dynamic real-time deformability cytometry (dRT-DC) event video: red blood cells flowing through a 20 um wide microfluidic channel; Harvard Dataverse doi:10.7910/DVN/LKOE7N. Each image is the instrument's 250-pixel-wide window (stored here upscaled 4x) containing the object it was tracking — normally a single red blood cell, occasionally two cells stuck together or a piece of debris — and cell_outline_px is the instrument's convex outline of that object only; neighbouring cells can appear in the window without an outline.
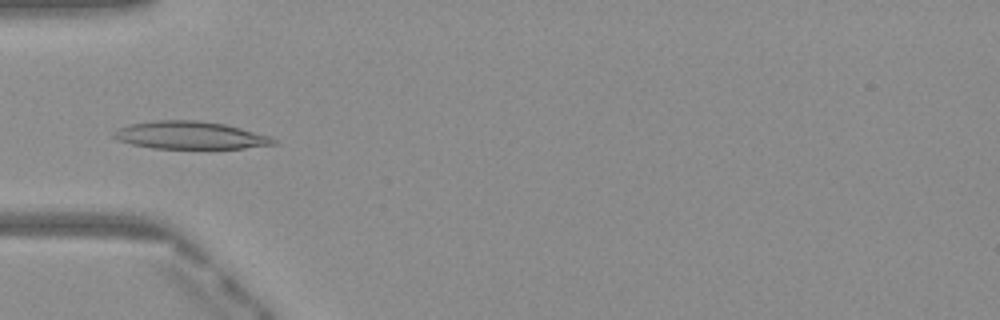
{"species": "Egyptian fruit bat (a non-hibernating species)", "species_latin": "Rousettus aegyptiacus", "temperature_condition": "warm", "stored_images_in_passage": 51, "camera_frame_rate_fps": 3000, "um_per_image_px": 0.085, "frame": {"image": 1, "passage_image": 17, "time_ms": 5.333, "image_size_px": [1000, 320], "cell_outline_px": [[276, 144], [244, 148], [152, 148], [132, 144], [120, 140], [112, 136], [112, 132], [116, 128], [128, 124], [156, 120], [196, 120], [224, 124], [240, 128], [268, 136], [276, 140]], "centroid_in_image_um": [16.1, 11.49], "position_along_channel_um": 68.9, "area_um2": 25.55}}
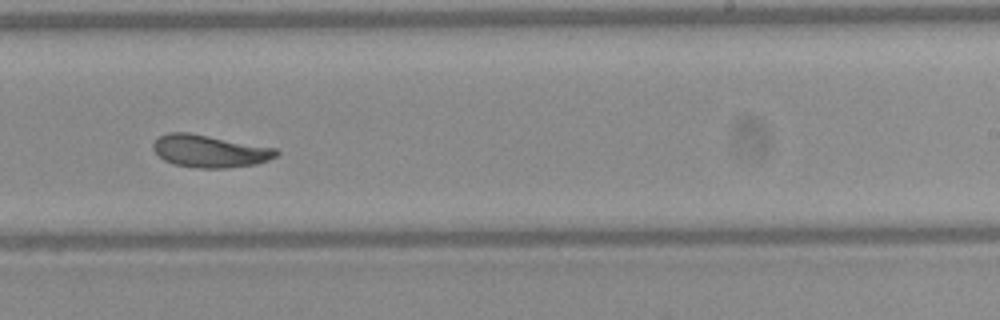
{"frame": {"image": 2, "passage_image": 32, "time_ms": 10.333, "image_size_px": [1000, 320], "cell_outline_px": [[280, 152], [276, 156], [268, 160], [256, 164], [228, 168], [196, 168], [172, 164], [164, 160], [152, 148], [152, 144], [160, 136], [168, 132], [188, 132], [276, 148]], "centroid_in_image_um": [17.82, 12.85], "position_along_channel_um": 271.2, "area_um2": 23.29}}
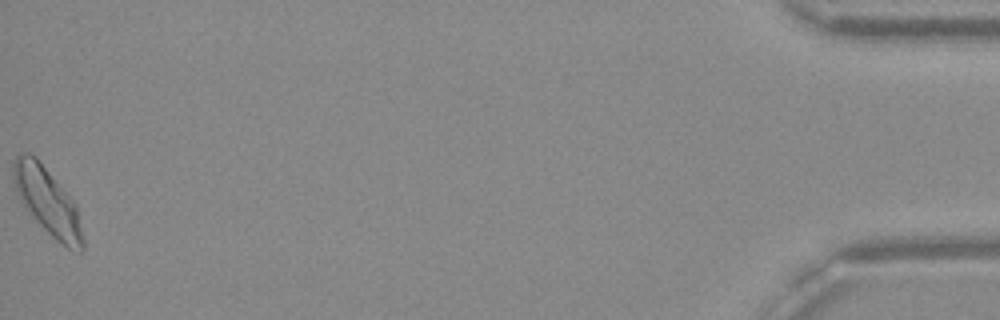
{"frame": {"image": 3, "passage_image": 51, "time_ms": 16.667, "image_size_px": [1000, 320], "cell_outline_px": [[84, 248], [80, 252], [68, 248], [60, 244], [28, 212], [20, 200], [16, 192], [12, 180], [12, 164], [16, 156], [20, 152], [28, 152], [36, 156], [76, 204], [84, 240]], "centroid_in_image_um": [4.01, 17.08], "position_along_channel_um": 431.2, "area_um2": 27.17}, "authors_computed_cell_mechanics": {"area_um2": 24.1026, "velocity_mm_per_s": 4.0416, "shape_relaxation_time_tau1_ms": 5.4152, "shape_relaxation_time_tau2_ms": 2.1116, "deformation_change_tau1": 0.1473, "deformation_change_tau2": 0.0703}}